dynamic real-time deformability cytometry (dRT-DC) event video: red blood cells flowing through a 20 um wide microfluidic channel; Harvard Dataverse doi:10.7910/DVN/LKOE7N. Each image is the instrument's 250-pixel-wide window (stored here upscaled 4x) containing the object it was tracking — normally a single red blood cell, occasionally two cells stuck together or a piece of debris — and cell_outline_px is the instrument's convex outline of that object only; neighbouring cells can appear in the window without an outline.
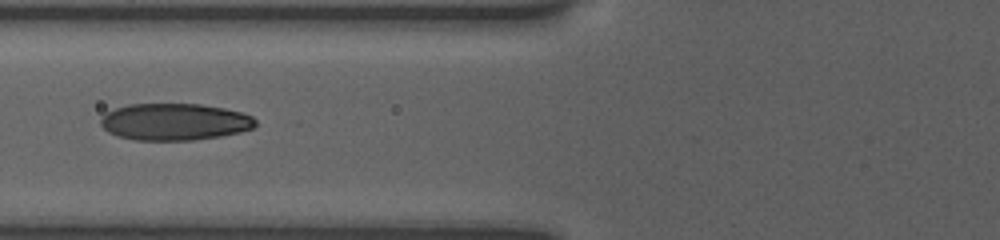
{"species": "human", "species_latin": "Homo sapiens", "temperature_condition": "room temperature", "stored_images_in_passage": 6, "camera_frame_rate_fps": 3000, "um_per_image_px": 0.085, "donor": {"sex": "female"}, "frame": {"image": 1, "passage_image": 4, "time_ms": 3.0, "image_size_px": [1000, 240], "cell_outline_px": [[256, 124], [252, 128], [240, 132], [220, 136], [192, 140], [136, 140], [116, 136], [108, 132], [100, 124], [100, 120], [108, 112], [116, 108], [128, 104], [200, 104], [224, 108], [240, 112], [252, 116], [256, 120]], "centroid_in_image_um": [14.83, 10.36], "position_along_channel_um": 111.0, "area_um2": 33.18}}
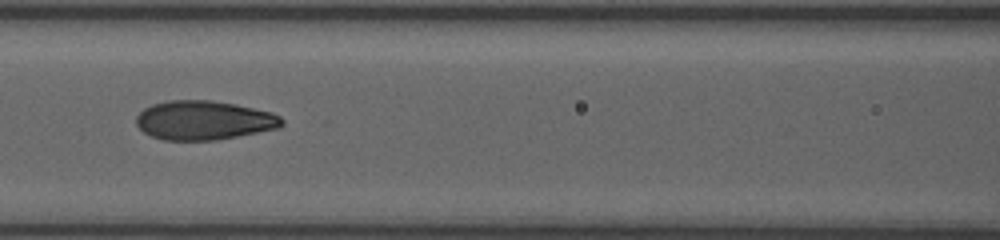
{"frame": {"image": 2, "passage_image": 5, "time_ms": 4.0, "image_size_px": [1000, 240], "cell_outline_px": [[284, 124], [280, 128], [216, 140], [164, 140], [152, 136], [144, 132], [136, 124], [136, 116], [144, 108], [152, 104], [168, 100], [212, 100], [236, 104], [272, 112], [280, 116], [284, 120]], "centroid_in_image_um": [17.35, 10.22], "position_along_channel_um": 149.3, "area_um2": 33.35}}